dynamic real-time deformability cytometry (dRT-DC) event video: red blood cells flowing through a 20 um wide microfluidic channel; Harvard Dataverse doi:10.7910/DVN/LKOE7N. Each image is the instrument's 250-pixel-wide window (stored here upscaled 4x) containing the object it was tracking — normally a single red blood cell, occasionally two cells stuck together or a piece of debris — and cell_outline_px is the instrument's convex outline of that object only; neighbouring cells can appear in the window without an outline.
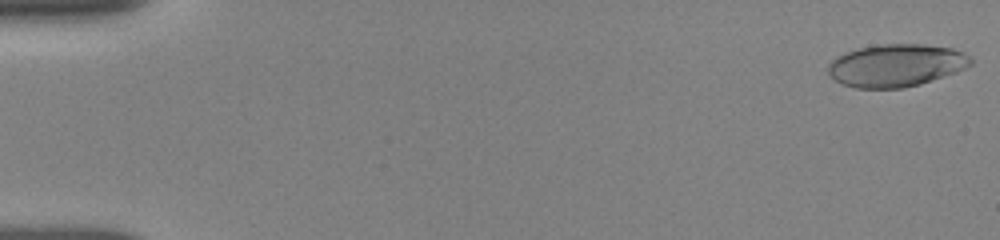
{"species": "human", "species_latin": "Homo sapiens", "temperature_condition": "room temperature", "stored_images_in_passage": 11, "camera_frame_rate_fps": 3000, "um_per_image_px": 0.085, "donor": {"sex": "female"}, "frame": {"image": 1, "passage_image": 1, "time_ms": 0.0, "image_size_px": [1000, 240], "cell_outline_px": [[972, 64], [956, 72], [920, 84], [904, 88], [856, 88], [844, 84], [828, 76], [828, 64], [836, 56], [860, 48], [880, 44], [920, 44], [952, 48], [964, 52], [972, 60]], "centroid_in_image_um": [76.16, 5.56], "position_along_channel_um": 8.8, "area_um2": 35.26}}
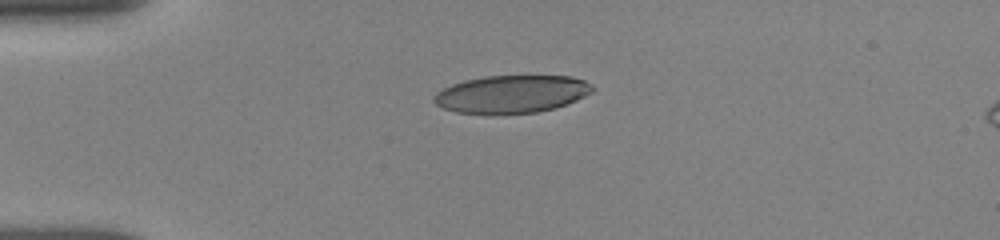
{"frame": {"image": 2, "passage_image": 10, "time_ms": 4.0, "image_size_px": [1000, 240], "cell_outline_px": [[596, 88], [592, 92], [568, 104], [556, 108], [536, 112], [492, 116], [456, 112], [444, 108], [436, 104], [432, 100], [432, 96], [436, 92], [452, 84], [464, 80], [484, 76], [572, 76], [584, 80]], "centroid_in_image_um": [43.46, 8.02], "position_along_channel_um": 41.5, "area_um2": 35.55}}